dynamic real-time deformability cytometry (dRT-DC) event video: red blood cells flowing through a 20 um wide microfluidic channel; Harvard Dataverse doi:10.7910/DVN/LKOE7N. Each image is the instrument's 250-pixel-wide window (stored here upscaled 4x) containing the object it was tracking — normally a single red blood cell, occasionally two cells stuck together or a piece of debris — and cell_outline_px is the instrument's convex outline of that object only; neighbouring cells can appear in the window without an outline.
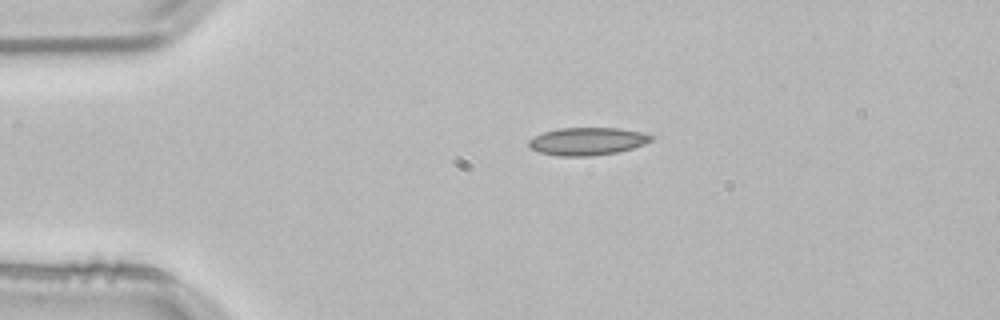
{"species": "common noctule bat (a hibernating species)", "species_latin": "Nyctalus noctula", "temperature_condition": "room temperature", "stored_images_in_passage": 5, "camera_frame_rate_fps": 3000, "um_per_image_px": 0.085, "animal": {"sex": "male", "body_mass_g": 21.5, "forearm_length_mm": 52.0}, "frame": {"image": 1, "passage_image": 5, "time_ms": 1.333, "image_size_px": [1000, 320], "cell_outline_px": [[652, 140], [644, 144], [632, 148], [616, 152], [588, 156], [556, 156], [540, 152], [532, 148], [528, 144], [528, 140], [544, 132], [560, 128], [620, 128], [640, 132], [652, 136]], "centroid_in_image_um": [49.91, 12.01], "position_along_channel_um": 35.1, "area_um2": 19.48}}